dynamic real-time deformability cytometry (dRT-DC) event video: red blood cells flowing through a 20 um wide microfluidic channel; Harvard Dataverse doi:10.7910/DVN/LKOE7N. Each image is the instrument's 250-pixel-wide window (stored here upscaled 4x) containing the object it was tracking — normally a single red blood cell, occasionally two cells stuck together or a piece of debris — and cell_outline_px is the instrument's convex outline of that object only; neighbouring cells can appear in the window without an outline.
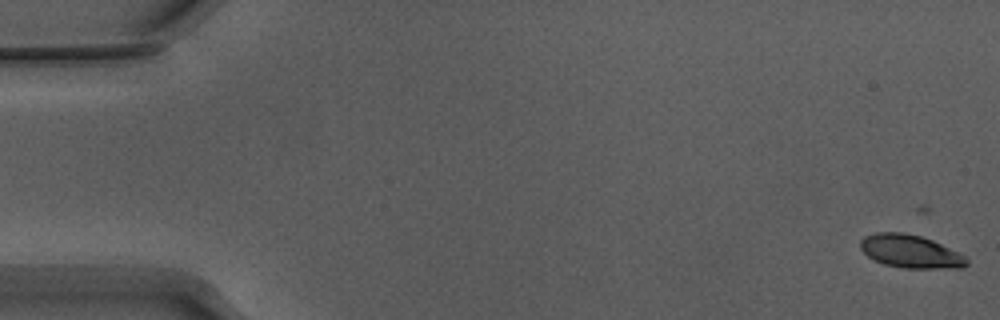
{"species": "Egyptian fruit bat (a non-hibernating species)", "species_latin": "Rousettus aegyptiacus", "temperature_condition": "warm", "stored_images_in_passage": 54, "camera_frame_rate_fps": 3000, "um_per_image_px": 0.085, "animal": {"sex": "male"}, "frame": {"image": 1, "passage_image": 1, "time_ms": 0.0, "image_size_px": [1000, 320], "cell_outline_px": [[968, 264], [964, 268], [904, 268], [884, 264], [868, 256], [860, 248], [860, 240], [864, 236], [876, 232], [904, 232], [920, 236], [932, 240], [964, 256], [968, 260]], "centroid_in_image_um": [77.36, 21.37], "position_along_channel_um": 7.6, "area_um2": 20.35}}
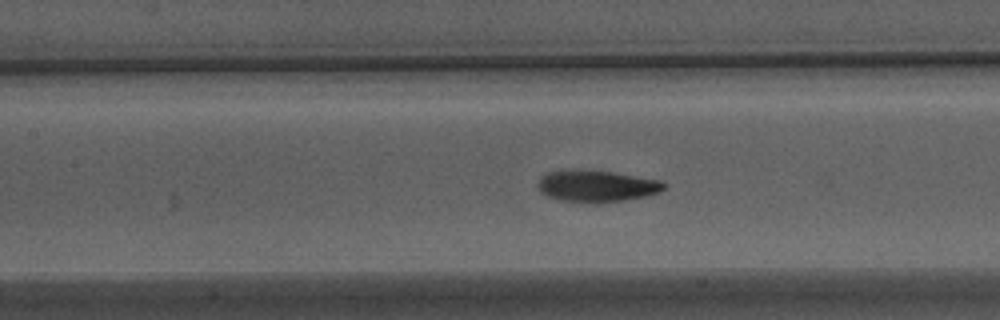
{"frame": {"image": 2, "passage_image": 25, "time_ms": 8.0, "image_size_px": [1000, 320], "cell_outline_px": [[668, 184], [660, 192], [644, 196], [624, 200], [596, 204], [592, 204], [560, 200], [548, 196], [540, 192], [536, 184], [540, 176], [544, 172], [612, 172], [660, 180]], "centroid_in_image_um": [50.71, 15.86], "position_along_channel_um": 156.7, "area_um2": 22.89}}
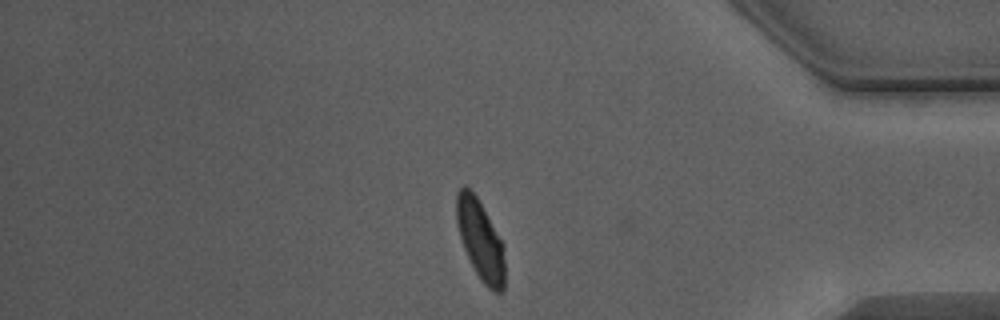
{"frame": {"image": 3, "passage_image": 46, "time_ms": 15.0, "image_size_px": [1000, 320], "cell_outline_px": [[504, 292], [492, 292], [480, 280], [464, 248], [460, 236], [456, 220], [456, 192], [464, 184], [476, 196], [504, 244]], "centroid_in_image_um": [40.84, 20.41], "position_along_channel_um": 394.4, "area_um2": 22.37}, "authors_computed_cell_mechanics": {"area_um2": 22.3975, "velocity_mm_per_s": 3.8186, "shape_relaxation_time_tau1_ms": 3.2098, "shape_relaxation_time_tau2_ms": 1.1287, "deformation_change_tau1": 0.153, "deformation_change_tau2": 0.0559}}